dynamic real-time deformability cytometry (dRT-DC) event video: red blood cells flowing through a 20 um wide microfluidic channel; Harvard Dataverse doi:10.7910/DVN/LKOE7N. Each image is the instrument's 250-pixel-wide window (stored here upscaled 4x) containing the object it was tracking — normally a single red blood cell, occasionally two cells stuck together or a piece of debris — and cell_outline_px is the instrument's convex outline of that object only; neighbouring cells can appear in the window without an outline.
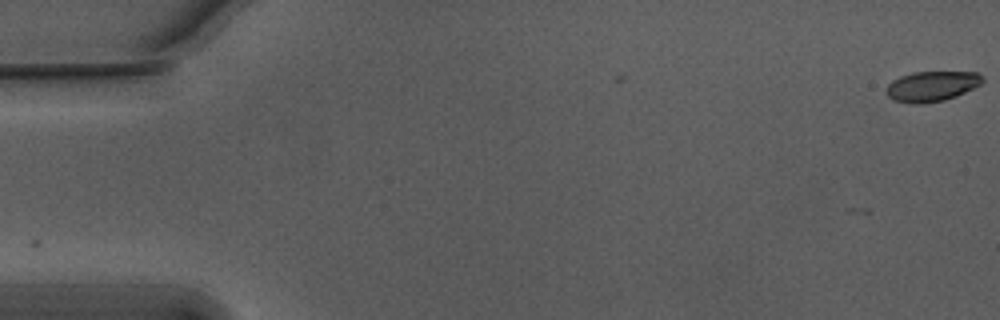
{"species": "Egyptian fruit bat (a non-hibernating species)", "species_latin": "Rousettus aegyptiacus", "temperature_condition": "warm", "stored_images_in_passage": 3, "camera_frame_rate_fps": 3000, "um_per_image_px": 0.085, "animal": {"sex": "male"}, "frame": {"image": 1, "passage_image": 3, "time_ms": 0.667, "image_size_px": [1000, 320], "cell_outline_px": [[984, 80], [980, 84], [956, 96], [944, 100], [924, 104], [916, 104], [892, 100], [888, 96], [888, 84], [892, 80], [900, 76], [912, 72], [976, 72], [984, 76]], "centroid_in_image_um": [79.2, 7.33], "position_along_channel_um": 5.8, "area_um2": 16.88}}